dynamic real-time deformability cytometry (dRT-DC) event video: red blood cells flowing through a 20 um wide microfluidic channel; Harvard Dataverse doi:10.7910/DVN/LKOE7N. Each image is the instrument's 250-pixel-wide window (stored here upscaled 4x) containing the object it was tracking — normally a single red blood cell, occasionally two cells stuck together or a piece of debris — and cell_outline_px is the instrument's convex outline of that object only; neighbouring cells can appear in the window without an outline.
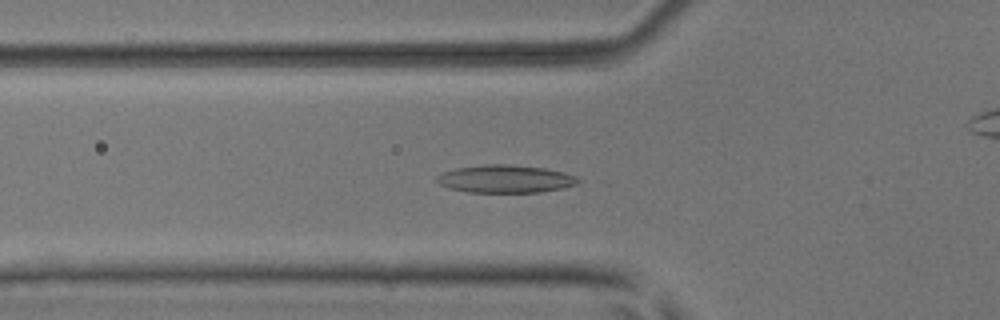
{"species": "common noctule bat (a hibernating species)", "species_latin": "Nyctalus noctula", "temperature_condition": "room temperature", "stored_images_in_passage": 51, "camera_frame_rate_fps": 3000, "um_per_image_px": 0.085, "animal": {"sex": "male", "body_mass_g": 17.9, "forearm_length_mm": 54.2}, "frame": {"image": 1, "passage_image": 18, "time_ms": 5.667, "image_size_px": [1000, 320], "cell_outline_px": [[580, 180], [576, 184], [560, 188], [540, 192], [468, 192], [448, 188], [440, 184], [436, 180], [436, 176], [444, 172], [456, 168], [488, 164], [508, 164], [544, 168], [576, 176]], "centroid_in_image_um": [42.92, 15.21], "position_along_channel_um": 82.9, "area_um2": 22.6}}
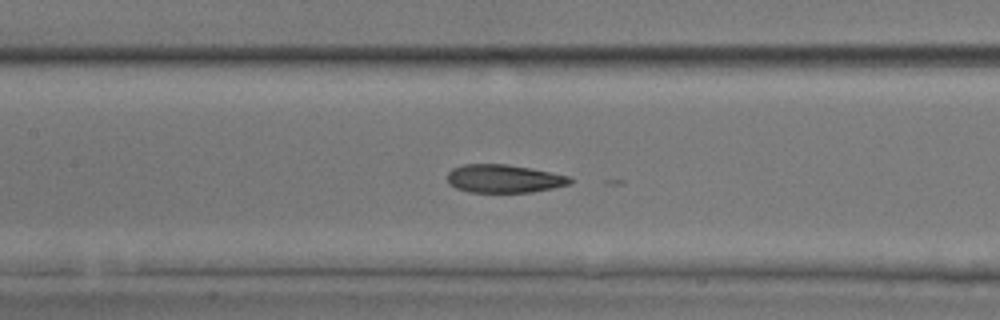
{"frame": {"image": 2, "passage_image": 24, "time_ms": 7.667, "image_size_px": [1000, 320], "cell_outline_px": [[572, 180], [568, 184], [552, 188], [532, 192], [468, 192], [456, 188], [448, 184], [448, 172], [452, 168], [464, 164], [508, 164], [572, 176]], "centroid_in_image_um": [42.81, 15.18], "position_along_channel_um": 164.6, "area_um2": 20.17}}
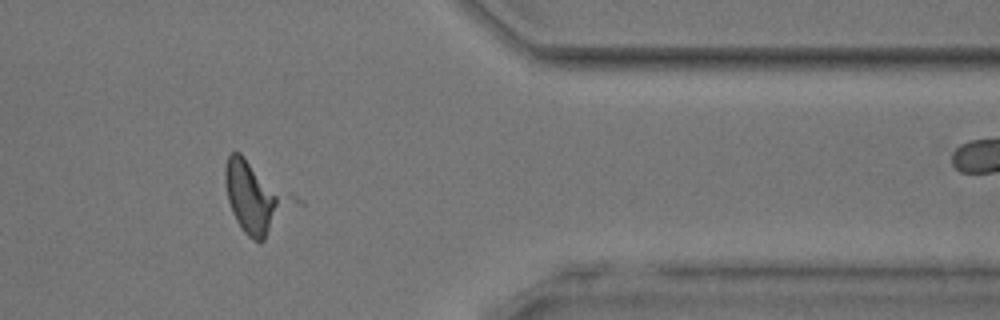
{"frame": {"image": 3, "passage_image": 42, "time_ms": 13.667, "image_size_px": [1000, 320], "cell_outline_px": [[304, 204], [260, 244], [248, 236], [244, 232], [236, 220], [232, 212], [228, 200], [224, 180], [224, 168], [228, 156], [232, 152], [240, 152], [304, 200]], "centroid_in_image_um": [21.88, 16.8], "position_along_channel_um": 389.5, "area_um2": 30.23}, "authors_computed_cell_mechanics": {"area_um2": 21.6172, "velocity_mm_per_s": 4.0777, "shape_relaxation_time_tau1_ms": 4.2641, "shape_relaxation_time_tau2_ms": null, "deformation_change_tau1": 0.1434, "deformation_change_tau2": null}}